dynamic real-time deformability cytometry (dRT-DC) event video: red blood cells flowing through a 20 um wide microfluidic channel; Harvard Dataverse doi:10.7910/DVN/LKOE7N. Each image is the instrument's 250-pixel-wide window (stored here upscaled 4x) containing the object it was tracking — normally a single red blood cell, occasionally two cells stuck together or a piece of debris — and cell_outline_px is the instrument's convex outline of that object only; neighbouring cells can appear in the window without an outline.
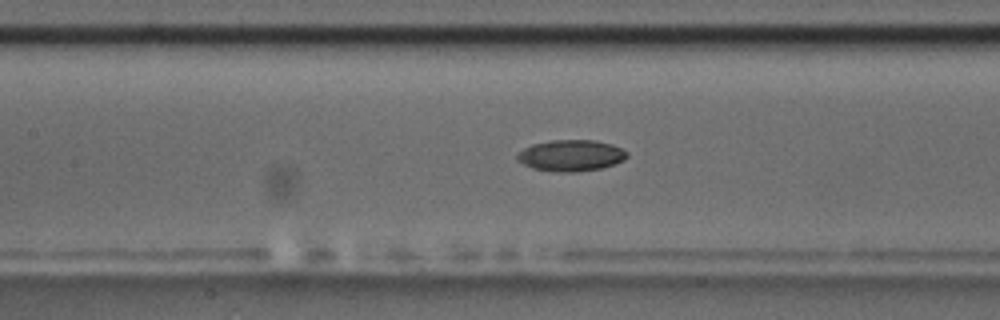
{"species": "common noctule bat (a hibernating species)", "species_latin": "Nyctalus noctula", "temperature_condition": "room temperature", "stored_images_in_passage": 57, "segment_of_instrument_passage": [1, 2], "camera_frame_rate_fps": 3000, "um_per_image_px": 0.085, "animal": {"sex": "male", "body_mass_g": 17.5, "forearm_length_mm": 52.3}, "frame": {"image": 1, "passage_image": 25, "time_ms": 8.0, "image_size_px": [1000, 320], "cell_outline_px": [[628, 156], [624, 160], [600, 168], [576, 172], [556, 172], [532, 168], [516, 160], [516, 152], [532, 144], [552, 140], [596, 140], [612, 144], [628, 152]], "centroid_in_image_um": [48.5, 13.21], "position_along_channel_um": 158.9, "area_um2": 20.11}}
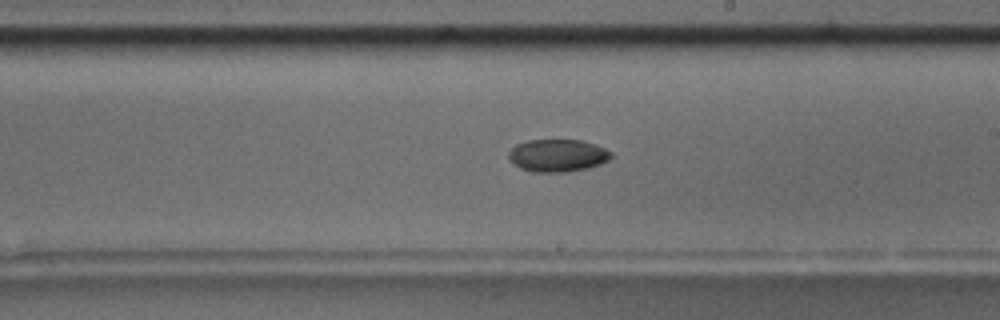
{"frame": {"image": 2, "passage_image": 32, "time_ms": 10.333, "image_size_px": [1000, 320], "cell_outline_px": [[612, 156], [608, 160], [600, 164], [588, 168], [568, 172], [532, 172], [520, 168], [508, 160], [508, 152], [516, 144], [528, 140], [580, 140], [604, 148], [612, 152]], "centroid_in_image_um": [47.36, 13.23], "position_along_channel_um": 241.6, "area_um2": 19.48}}
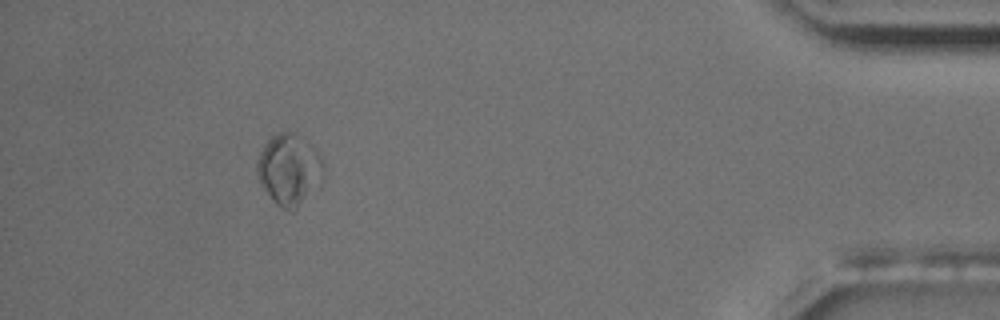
{"frame": {"image": 3, "passage_image": 51, "time_ms": 16.667, "image_size_px": [1000, 320], "cell_outline_px": [[324, 180], [296, 212], [284, 208], [276, 204], [272, 200], [260, 184], [256, 172], [256, 160], [264, 144], [276, 132], [296, 132], [324, 160]], "centroid_in_image_um": [24.59, 14.44], "position_along_channel_um": 410.6, "area_um2": 28.03}}